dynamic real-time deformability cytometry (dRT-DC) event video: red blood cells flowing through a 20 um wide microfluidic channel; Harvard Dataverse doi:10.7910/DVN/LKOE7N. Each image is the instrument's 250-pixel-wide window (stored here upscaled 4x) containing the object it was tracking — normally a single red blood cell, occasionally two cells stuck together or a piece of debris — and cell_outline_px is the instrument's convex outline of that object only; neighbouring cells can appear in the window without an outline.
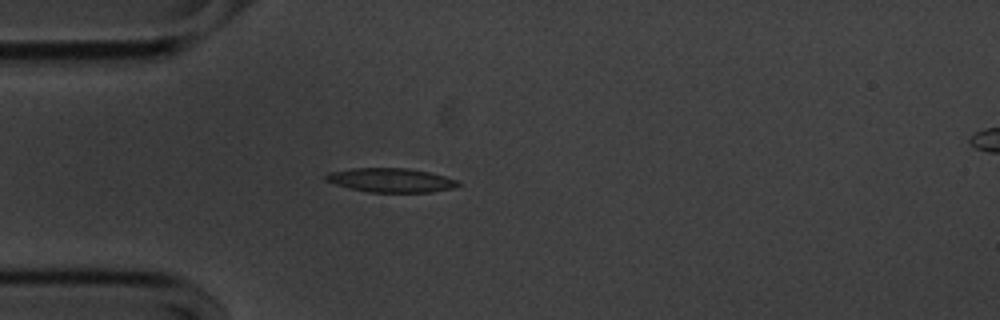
{"species": "common noctule bat (a hibernating species)", "species_latin": "Nyctalus noctula", "temperature_condition": "cold", "stored_images_in_passage": 41, "camera_frame_rate_fps": 3000, "um_per_image_px": 0.085, "animal": {"sex": "male", "body_mass_g": 20.1, "forearm_length_mm": 53.5}, "frame": {"image": 1, "passage_image": 1, "time_ms": 0.0, "image_size_px": [1000, 320], "cell_outline_px": [[460, 184], [456, 188], [432, 192], [368, 192], [336, 184], [324, 180], [324, 176], [328, 172], [352, 168], [408, 168], [428, 172], [444, 176], [456, 180]], "centroid_in_image_um": [33.22, 15.31], "position_along_channel_um": 51.8, "area_um2": 18.5}}
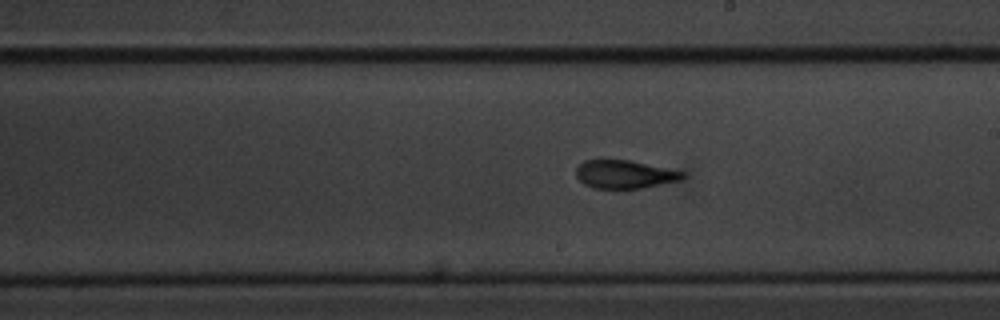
{"frame": {"image": 2, "passage_image": 17, "time_ms": 5.333, "image_size_px": [1000, 320], "cell_outline_px": [[688, 176], [680, 180], [640, 188], [592, 188], [584, 184], [576, 176], [576, 168], [584, 160], [600, 156], [628, 160], [684, 172]], "centroid_in_image_um": [53.01, 14.77], "position_along_channel_um": 236.0, "area_um2": 17.92}}
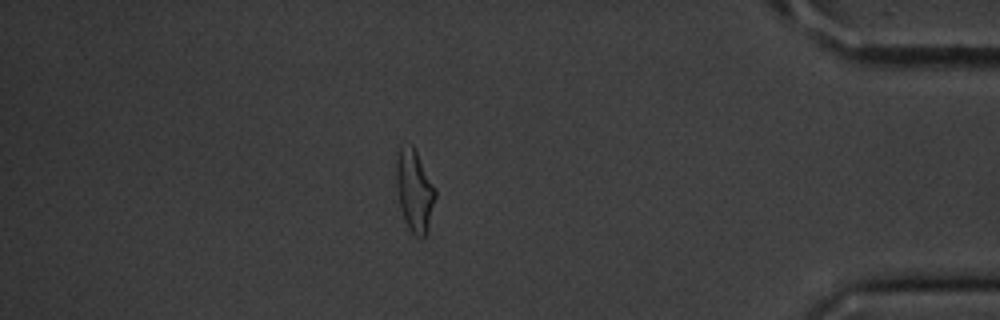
{"frame": {"image": 3, "passage_image": 34, "time_ms": 11.0, "image_size_px": [1000, 320], "cell_outline_px": [[436, 196], [428, 228], [424, 236], [420, 240], [408, 228], [404, 220], [400, 204], [396, 184], [396, 156], [400, 148], [412, 144], [436, 188]], "centroid_in_image_um": [35.24, 16.22], "position_along_channel_um": 400.0, "area_um2": 18.5}, "authors_computed_cell_mechanics": {"area_um2": 18.0914, "velocity_mm_per_s": 3.5879, "shape_relaxation_time_tau1_ms": 4.5577, "shape_relaxation_time_tau2_ms": 2.8878, "deformation_change_tau1": 0.1529, "deformation_change_tau2": 0.1082}}